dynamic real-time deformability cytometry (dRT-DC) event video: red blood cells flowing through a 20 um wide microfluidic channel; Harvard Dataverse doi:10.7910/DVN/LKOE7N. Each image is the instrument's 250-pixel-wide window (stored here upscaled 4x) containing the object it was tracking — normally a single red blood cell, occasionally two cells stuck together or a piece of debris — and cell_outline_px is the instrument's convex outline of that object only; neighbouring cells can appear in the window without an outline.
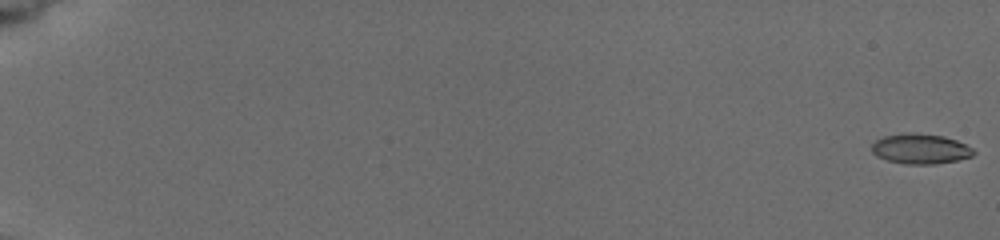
{"species": "common noctule bat (a hibernating species)", "species_latin": "Nyctalus noctula", "temperature_condition": "cold", "stored_images_in_passage": 72, "camera_frame_rate_fps": 3000, "um_per_image_px": 0.085, "animal": {"sex": "female", "body_mass_g": 19.5, "forearm_length_mm": 54.1}, "frame": {"image": 1, "passage_image": 1, "time_ms": 0.0, "image_size_px": [1000, 240], "cell_outline_px": [[976, 152], [972, 156], [956, 160], [936, 164], [904, 164], [888, 160], [876, 156], [872, 152], [872, 144], [876, 140], [884, 136], [904, 132], [908, 132], [944, 136], [956, 140], [972, 148]], "centroid_in_image_um": [78.22, 12.65], "position_along_channel_um": 6.8, "area_um2": 17.86}}
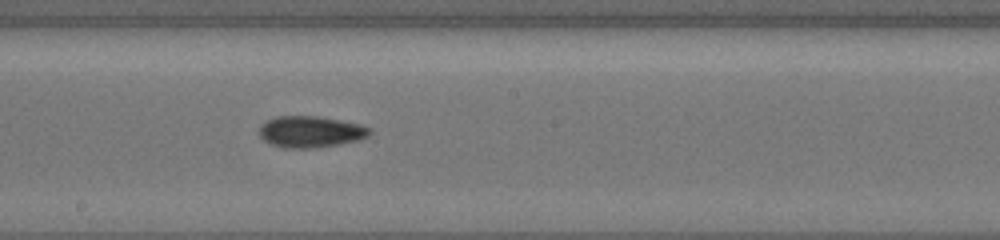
{"frame": {"image": 2, "passage_image": 39, "time_ms": 11.0, "image_size_px": [1000, 240], "cell_outline_px": [[372, 132], [368, 136], [360, 140], [340, 144], [316, 148], [284, 148], [268, 144], [260, 136], [260, 128], [268, 120], [276, 116], [316, 116], [340, 120], [356, 124], [368, 128]], "centroid_in_image_um": [26.38, 11.22], "position_along_channel_um": 221.8, "area_um2": 20.11}}
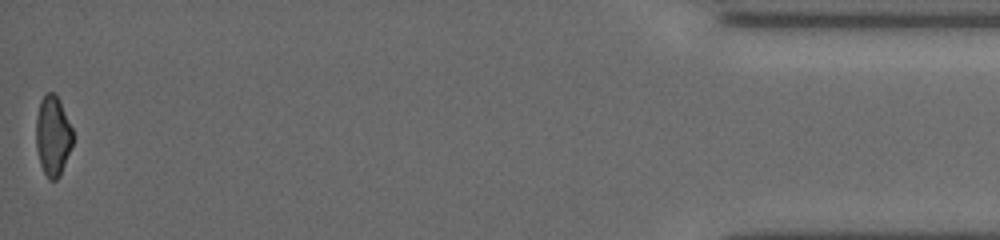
{"frame": {"image": 3, "passage_image": 72, "time_ms": 18.333, "image_size_px": [1000, 240], "cell_outline_px": [[72, 144], [60, 176], [56, 180], [48, 180], [40, 164], [36, 148], [36, 116], [40, 100], [48, 92], [52, 92], [60, 100], [72, 128]], "centroid_in_image_um": [4.47, 11.55], "position_along_channel_um": 430.7, "area_um2": 17.11}, "authors_computed_cell_mechanics": {"area_um2": 18.4671, "velocity_mm_per_s": 3.8837, "shape_relaxation_time_tau1_ms": 2.5679, "shape_relaxation_time_tau2_ms": 9.9967, "deformation_change_tau1": 0.1155, "deformation_change_tau2": 0.1742}}